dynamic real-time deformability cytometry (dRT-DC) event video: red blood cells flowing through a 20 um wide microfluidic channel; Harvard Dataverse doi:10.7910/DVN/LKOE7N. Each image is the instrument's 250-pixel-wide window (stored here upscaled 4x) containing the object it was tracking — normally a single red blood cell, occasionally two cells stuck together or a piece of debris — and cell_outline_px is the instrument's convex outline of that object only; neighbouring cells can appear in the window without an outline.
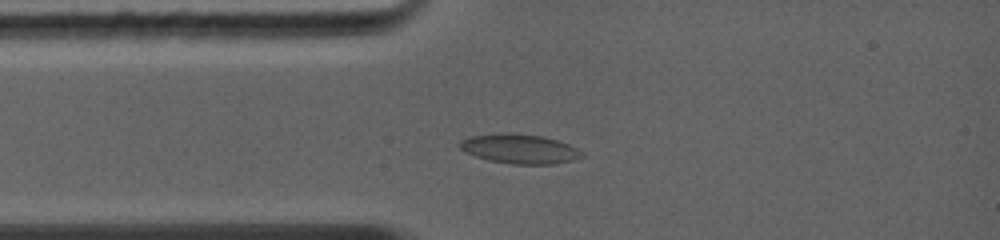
{"species": "common noctule bat (a hibernating species)", "species_latin": "Nyctalus noctula", "temperature_condition": "warm", "stored_images_in_passage": 15, "camera_frame_rate_fps": 5000, "um_per_image_px": 0.085, "animal": {"sex": "female", "body_mass_g": 19.0, "forearm_length_mm": 56.7}, "frame": {"image": 1, "passage_image": 5, "time_ms": 2.2, "image_size_px": [1000, 240], "cell_outline_px": [[584, 156], [572, 160], [552, 164], [512, 164], [488, 160], [464, 152], [460, 148], [460, 144], [464, 140], [472, 136], [540, 136], [556, 140], [568, 144], [576, 148]], "centroid_in_image_um": [44.21, 12.72], "position_along_channel_um": 40.8, "area_um2": 19.59}}
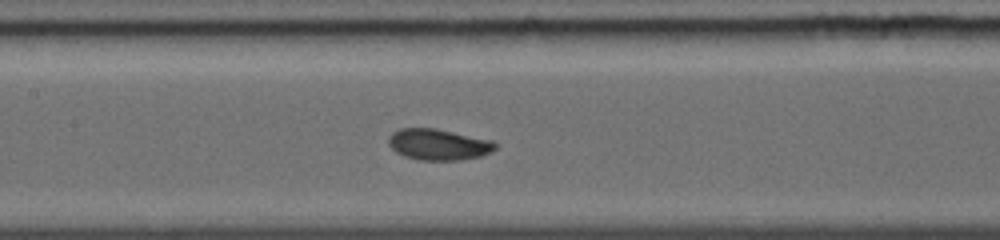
{"frame": {"image": 2, "passage_image": 11, "time_ms": 5.2, "image_size_px": [1000, 240], "cell_outline_px": [[496, 148], [492, 152], [480, 156], [460, 160], [420, 160], [404, 156], [396, 152], [388, 144], [388, 136], [392, 132], [400, 128], [436, 128], [492, 140], [496, 144]], "centroid_in_image_um": [37.25, 12.27], "position_along_channel_um": 170.1, "area_um2": 19.48}}
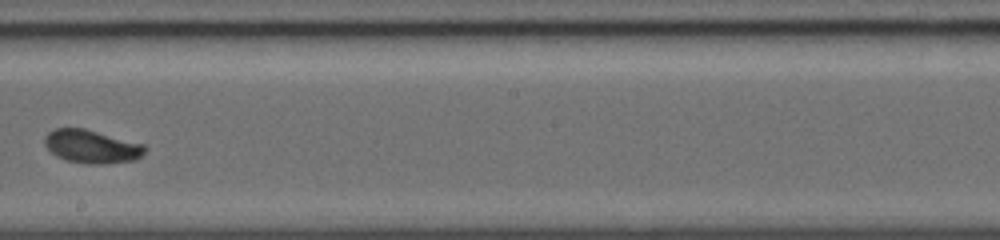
{"frame": {"image": 3, "passage_image": 14, "time_ms": 6.8, "image_size_px": [1000, 240], "cell_outline_px": [[148, 148], [136, 160], [104, 164], [88, 164], [68, 160], [56, 156], [44, 144], [44, 136], [48, 132], [56, 128], [84, 128], [144, 144]], "centroid_in_image_um": [7.8, 12.45], "position_along_channel_um": 240.4, "area_um2": 19.42}}